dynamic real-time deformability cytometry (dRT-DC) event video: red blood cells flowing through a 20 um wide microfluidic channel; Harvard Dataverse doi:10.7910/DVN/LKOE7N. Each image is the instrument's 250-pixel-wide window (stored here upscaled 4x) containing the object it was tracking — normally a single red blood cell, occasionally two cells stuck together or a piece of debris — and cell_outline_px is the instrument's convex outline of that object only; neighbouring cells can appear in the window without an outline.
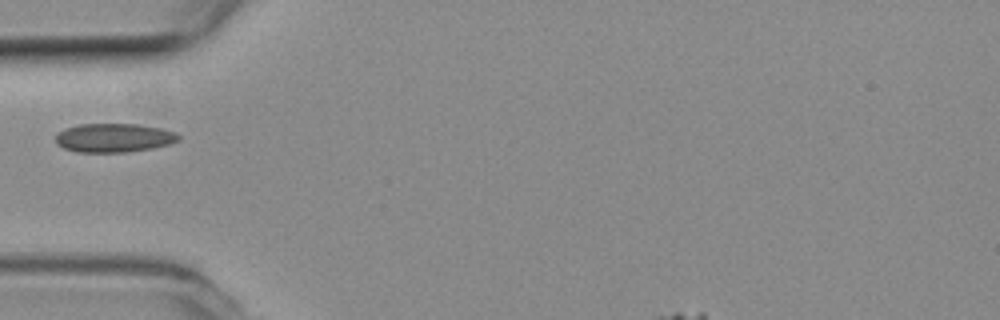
{"species": "common noctule bat (a hibernating species)", "species_latin": "Nyctalus noctula", "temperature_condition": "room temperature", "stored_images_in_passage": 2, "camera_frame_rate_fps": 3000, "um_per_image_px": 0.085, "animal": {"sex": "female", "body_mass_g": 19.3, "forearm_length_mm": 54.1}, "frame": {"image": 1, "passage_image": 1, "time_ms": 0.0, "image_size_px": [1000, 320], "cell_outline_px": [[180, 140], [168, 144], [152, 148], [124, 152], [76, 152], [64, 148], [56, 144], [56, 136], [64, 128], [80, 124], [136, 124], [160, 128], [176, 132], [180, 136]], "centroid_in_image_um": [9.68, 11.71], "position_along_channel_um": 75.3, "area_um2": 20.58}}
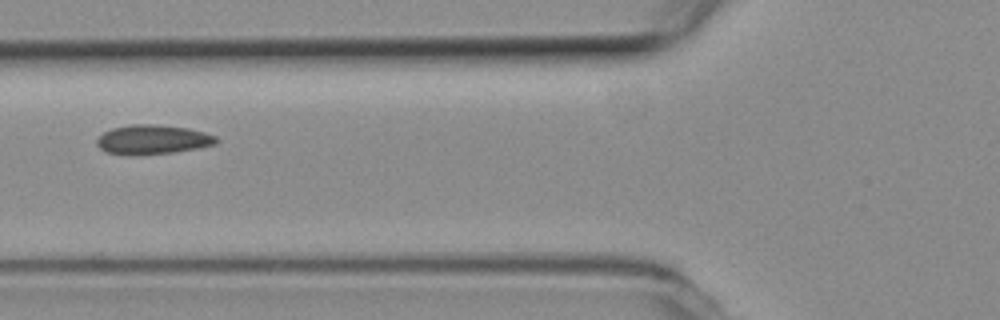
{"frame": {"image": 2, "passage_image": 2, "time_ms": 0.333, "image_size_px": [1000, 320], "cell_outline_px": [[220, 140], [216, 144], [200, 148], [176, 152], [136, 156], [128, 156], [104, 152], [96, 144], [96, 140], [104, 132], [112, 128], [132, 124], [152, 124], [188, 128], [204, 132], [216, 136]], "centroid_in_image_um": [12.98, 11.89], "position_along_channel_um": 112.8, "area_um2": 20.87}}